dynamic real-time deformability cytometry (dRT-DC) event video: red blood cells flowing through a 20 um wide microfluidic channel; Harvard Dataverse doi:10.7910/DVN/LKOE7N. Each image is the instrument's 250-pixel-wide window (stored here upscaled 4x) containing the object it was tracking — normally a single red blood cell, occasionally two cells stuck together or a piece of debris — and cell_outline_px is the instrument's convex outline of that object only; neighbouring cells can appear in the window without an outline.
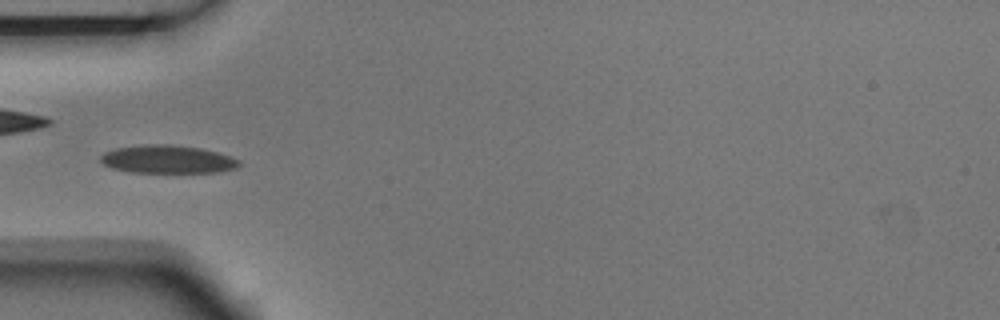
{"species": "Egyptian fruit bat (a non-hibernating species)", "species_latin": "Rousettus aegyptiacus", "temperature_condition": "room temperature", "stored_images_in_passage": 6, "camera_frame_rate_fps": 3000, "um_per_image_px": 0.085, "animal": {"sex": "male"}, "frame": {"image": 1, "passage_image": 6, "time_ms": 1.667, "image_size_px": [1000, 320], "cell_outline_px": [[240, 164], [236, 168], [220, 172], [132, 172], [112, 168], [104, 164], [100, 160], [100, 156], [104, 152], [116, 148], [148, 144], [168, 144], [200, 148], [232, 156], [240, 160]], "centroid_in_image_um": [14.26, 13.54], "position_along_channel_um": 70.7, "area_um2": 22.6}}